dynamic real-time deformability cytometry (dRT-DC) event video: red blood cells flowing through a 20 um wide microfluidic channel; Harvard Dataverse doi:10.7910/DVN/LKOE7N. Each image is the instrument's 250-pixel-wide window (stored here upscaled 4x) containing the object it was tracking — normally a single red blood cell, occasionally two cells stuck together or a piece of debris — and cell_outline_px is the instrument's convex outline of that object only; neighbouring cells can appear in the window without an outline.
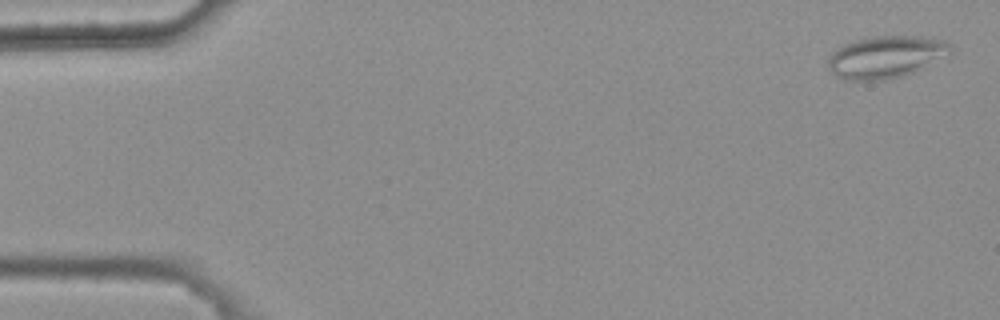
{"species": "common noctule bat (a hibernating species)", "species_latin": "Nyctalus noctula", "temperature_condition": "warm", "stored_images_in_passage": 4, "camera_frame_rate_fps": 3000, "um_per_image_px": 0.085, "animal": {"sex": "female", "body_mass_g": 25.1}, "frame": {"image": 1, "passage_image": 1, "time_ms": 0.0, "image_size_px": [1000, 320], "cell_outline_px": [[952, 52], [912, 72], [900, 76], [884, 80], [844, 80], [836, 76], [828, 68], [828, 56], [836, 48], [844, 44], [856, 40], [872, 36], [920, 36], [948, 40], [952, 44]], "centroid_in_image_um": [75.27, 4.82], "position_along_channel_um": 9.7, "area_um2": 30.06}}